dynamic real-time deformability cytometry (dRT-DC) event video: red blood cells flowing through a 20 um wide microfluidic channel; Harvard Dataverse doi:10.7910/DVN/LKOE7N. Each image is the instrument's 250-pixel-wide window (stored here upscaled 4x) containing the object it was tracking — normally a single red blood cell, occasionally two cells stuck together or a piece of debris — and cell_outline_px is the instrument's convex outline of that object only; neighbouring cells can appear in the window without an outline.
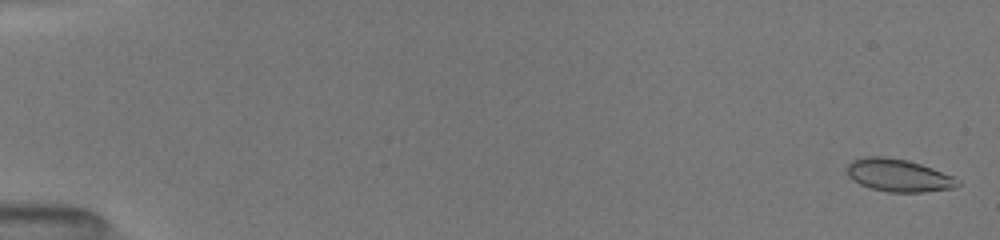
{"species": "common noctule bat (a hibernating species)", "species_latin": "Nyctalus noctula", "temperature_condition": "room temperature", "stored_images_in_passage": 53, "camera_frame_rate_fps": 3000, "um_per_image_px": 0.085, "animal": {"sex": "female", "body_mass_g": 19.5, "forearm_length_mm": 54.1}, "frame": {"image": 1, "passage_image": 2, "time_ms": 0.333, "image_size_px": [1000, 240], "cell_outline_px": [[960, 184], [952, 188], [924, 192], [888, 192], [872, 188], [860, 184], [852, 180], [848, 176], [848, 164], [852, 160], [868, 156], [884, 156], [908, 160], [932, 168], [952, 176], [960, 180]], "centroid_in_image_um": [76.36, 14.9], "position_along_channel_um": 8.6, "area_um2": 20.92}}
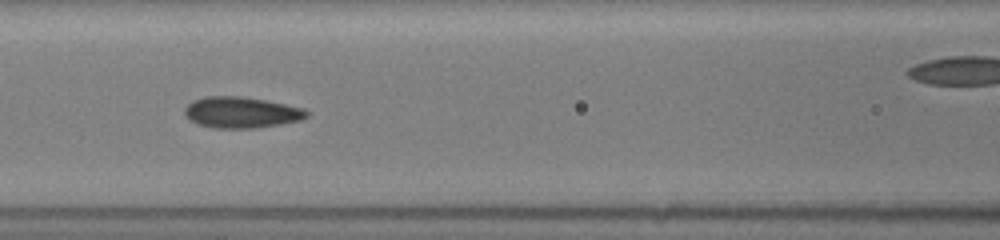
{"frame": {"image": 2, "passage_image": 25, "time_ms": 8.0, "image_size_px": [1000, 240], "cell_outline_px": [[308, 116], [300, 120], [280, 124], [256, 128], [212, 128], [188, 120], [184, 116], [184, 108], [192, 100], [204, 96], [240, 96], [264, 100], [304, 108], [308, 112]], "centroid_in_image_um": [20.46, 9.55], "position_along_channel_um": 146.1, "area_um2": 22.2}}
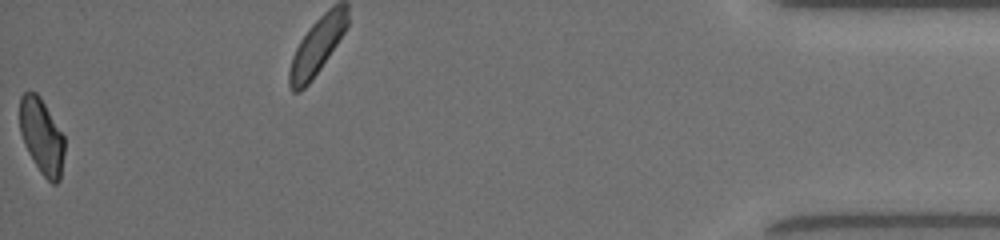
{"frame": {"image": 3, "passage_image": 53, "time_ms": 17.333, "image_size_px": [1000, 240], "cell_outline_px": [[64, 152], [60, 180], [56, 184], [52, 184], [40, 172], [28, 152], [24, 144], [20, 132], [20, 96], [24, 92], [36, 92], [40, 96], [64, 136]], "centroid_in_image_um": [3.54, 11.59], "position_along_channel_um": 431.7, "area_um2": 19.59}, "authors_computed_cell_mechanics": {"area_um2": 21.097, "velocity_mm_per_s": 4.0031, "shape_relaxation_time_tau1_ms": 4.9627, "shape_relaxation_time_tau2_ms": 1.7865, "deformation_change_tau1": 0.1391, "deformation_change_tau2": 0.0584}}